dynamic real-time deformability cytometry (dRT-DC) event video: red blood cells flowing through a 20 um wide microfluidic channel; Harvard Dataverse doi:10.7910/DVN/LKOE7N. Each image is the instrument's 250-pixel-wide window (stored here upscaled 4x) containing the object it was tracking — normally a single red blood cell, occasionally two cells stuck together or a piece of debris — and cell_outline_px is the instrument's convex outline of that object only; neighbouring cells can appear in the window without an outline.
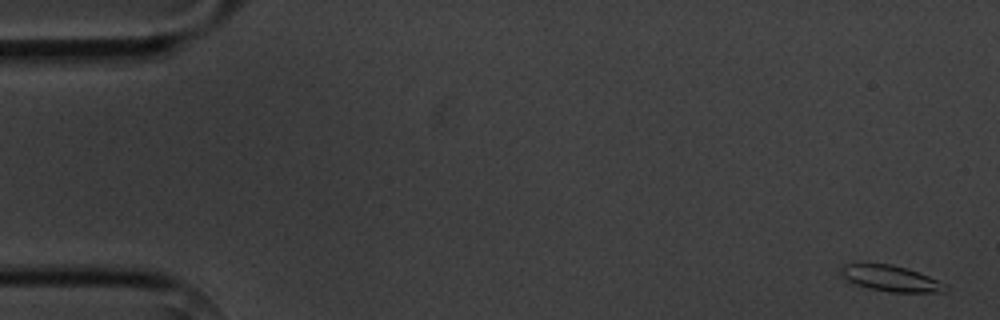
{"species": "common noctule bat (a hibernating species)", "species_latin": "Nyctalus noctula", "temperature_condition": "cold", "stored_images_in_passage": 7, "camera_frame_rate_fps": 3000, "um_per_image_px": 0.085, "animal": {"sex": "male", "body_mass_g": 20.1, "forearm_length_mm": 53.5}, "frame": {"image": 1, "passage_image": 1, "time_ms": 0.0, "image_size_px": [1000, 320], "cell_outline_px": [[948, 292], [888, 292], [868, 288], [844, 280], [840, 276], [840, 268], [844, 264], [892, 264], [928, 276], [936, 280], [948, 288]], "centroid_in_image_um": [75.64, 23.68], "position_along_channel_um": 9.4, "area_um2": 15.61}}
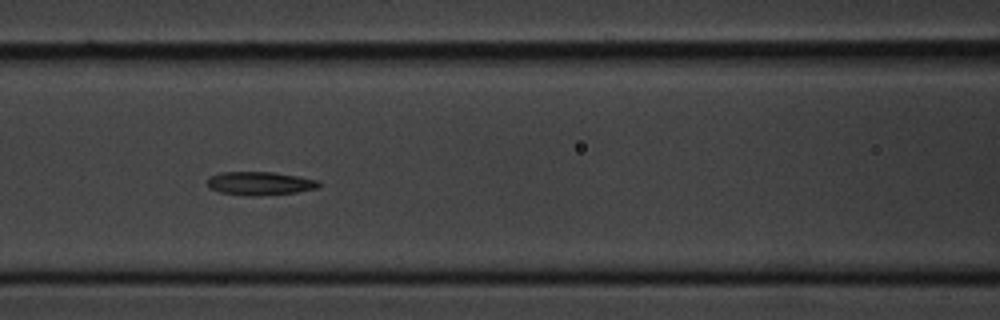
{"frame": {"image": 2, "passage_image": 6, "time_ms": 7.333, "image_size_px": [1000, 320], "cell_outline_px": [[320, 184], [316, 188], [296, 192], [260, 196], [252, 196], [220, 192], [208, 188], [208, 176], [220, 172], [272, 172], [296, 176], [316, 180]], "centroid_in_image_um": [22.02, 15.59], "position_along_channel_um": 144.6, "area_um2": 15.09}}
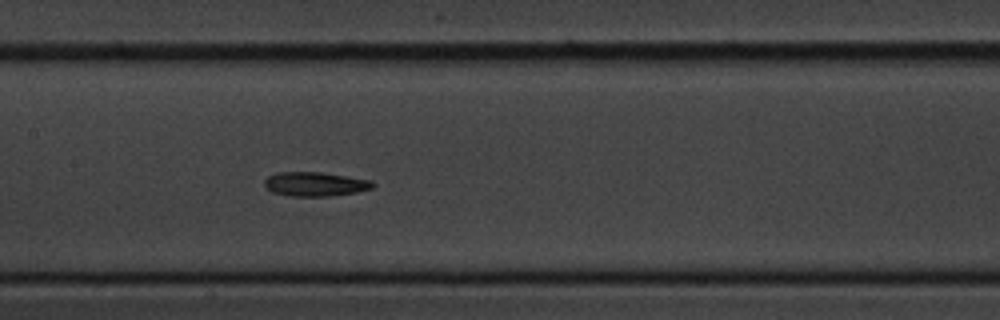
{"frame": {"image": 3, "passage_image": 7, "time_ms": 8.333, "image_size_px": [1000, 320], "cell_outline_px": [[376, 184], [372, 188], [356, 192], [328, 196], [292, 196], [272, 192], [264, 184], [264, 180], [268, 176], [276, 172], [320, 172], [348, 176], [372, 180]], "centroid_in_image_um": [26.8, 15.64], "position_along_channel_um": 180.6, "area_um2": 15.26}}